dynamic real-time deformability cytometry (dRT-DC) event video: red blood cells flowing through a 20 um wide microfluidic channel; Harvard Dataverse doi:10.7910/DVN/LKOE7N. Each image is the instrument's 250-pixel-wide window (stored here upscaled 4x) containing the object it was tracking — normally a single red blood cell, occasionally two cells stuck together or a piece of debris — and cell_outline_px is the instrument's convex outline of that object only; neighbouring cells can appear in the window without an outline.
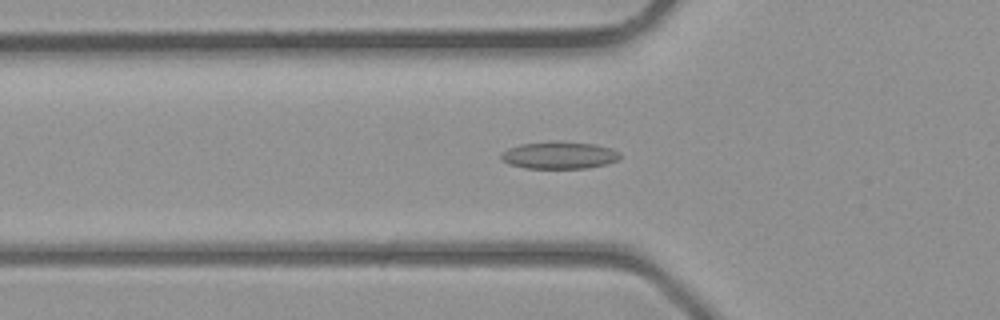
{"species": "common noctule bat (a hibernating species)", "species_latin": "Nyctalus noctula", "temperature_condition": "room temperature", "stored_images_in_passage": 36, "camera_frame_rate_fps": 3000, "um_per_image_px": 0.085, "animal": {"sex": "male", "body_mass_g": 23.1, "forearm_length_mm": 52.7}, "frame": {"image": 1, "passage_image": 13, "time_ms": 4.0, "image_size_px": [1000, 320], "cell_outline_px": [[620, 160], [608, 164], [588, 168], [524, 168], [508, 164], [500, 160], [500, 156], [508, 148], [520, 144], [596, 144], [612, 148], [620, 152]], "centroid_in_image_um": [47.57, 13.25], "position_along_channel_um": 78.2, "area_um2": 18.21}}
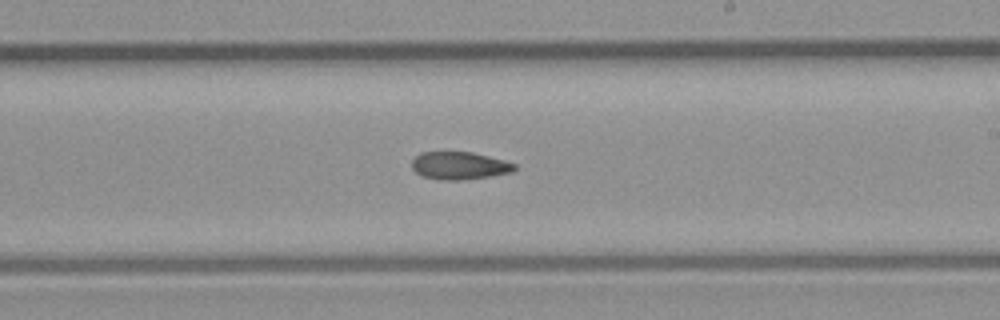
{"frame": {"image": 2, "passage_image": 23, "time_ms": 7.333, "image_size_px": [1000, 320], "cell_outline_px": [[516, 168], [512, 172], [492, 176], [460, 180], [440, 180], [424, 176], [416, 172], [412, 168], [412, 160], [420, 152], [472, 152], [504, 160], [516, 164]], "centroid_in_image_um": [39.06, 14.08], "position_along_channel_um": 249.9, "area_um2": 16.53}}
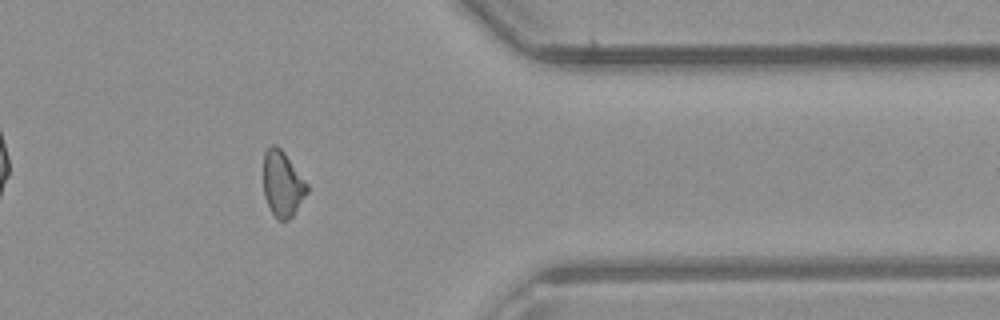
{"frame": {"image": 3, "passage_image": 32, "time_ms": 10.333, "image_size_px": [1000, 320], "cell_outline_px": [[308, 192], [292, 216], [288, 220], [276, 220], [264, 196], [264, 152], [272, 144], [276, 144], [284, 152], [308, 184]], "centroid_in_image_um": [24.01, 15.63], "position_along_channel_um": 387.4, "area_um2": 16.59}}